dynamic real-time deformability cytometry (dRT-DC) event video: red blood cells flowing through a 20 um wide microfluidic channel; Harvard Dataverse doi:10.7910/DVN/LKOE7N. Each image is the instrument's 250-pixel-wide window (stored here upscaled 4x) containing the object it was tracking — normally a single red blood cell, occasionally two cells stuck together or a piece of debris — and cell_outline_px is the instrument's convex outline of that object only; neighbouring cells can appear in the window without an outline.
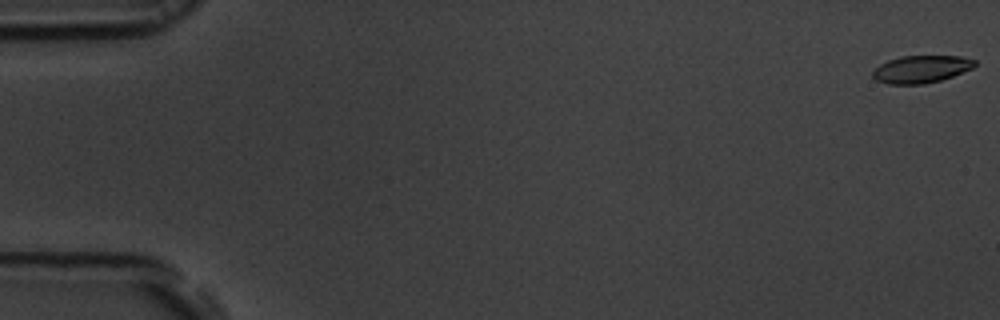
{"species": "common noctule bat (a hibernating species)", "species_latin": "Nyctalus noctula", "temperature_condition": "room temperature", "stored_images_in_passage": 45, "camera_frame_rate_fps": 3000, "um_per_image_px": 0.085, "animal": {"sex": "male", "body_mass_g": 19.5, "forearm_length_mm": 54.6}, "frame": {"image": 1, "passage_image": 1, "time_ms": 0.0, "image_size_px": [1000, 320], "cell_outline_px": [[976, 64], [972, 68], [952, 76], [940, 80], [924, 84], [888, 84], [876, 80], [872, 76], [872, 72], [880, 64], [888, 60], [900, 56], [960, 56], [976, 60]], "centroid_in_image_um": [78.28, 5.87], "position_along_channel_um": 6.7, "area_um2": 16.24}}
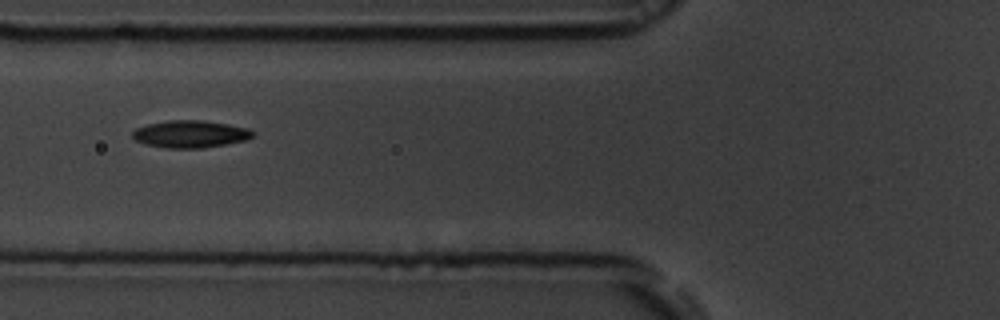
{"frame": {"image": 2, "passage_image": 22, "time_ms": 7.0, "image_size_px": [1000, 320], "cell_outline_px": [[252, 136], [244, 140], [224, 144], [200, 148], [168, 148], [144, 144], [136, 140], [132, 136], [132, 132], [136, 128], [148, 124], [168, 120], [200, 120], [228, 124], [248, 128], [252, 132]], "centroid_in_image_um": [16.12, 11.39], "position_along_channel_um": 109.7, "area_um2": 18.84}}
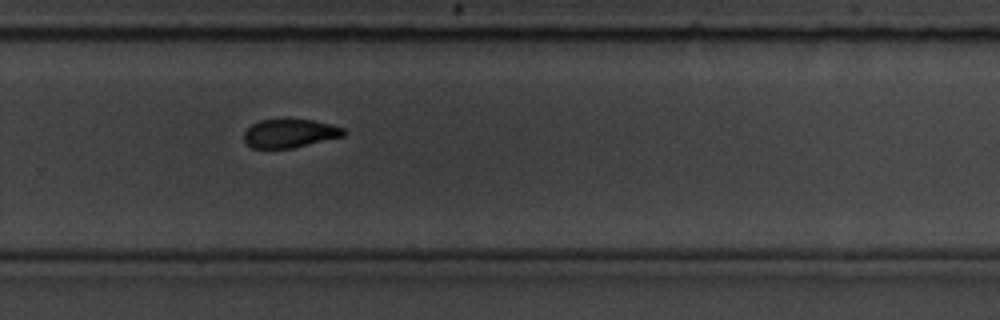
{"frame": {"image": 3, "passage_image": 38, "time_ms": 12.333, "image_size_px": [1000, 320], "cell_outline_px": [[348, 132], [344, 136], [292, 148], [252, 148], [244, 140], [244, 132], [252, 124], [260, 120], [284, 116], [288, 116], [312, 120], [344, 128]], "centroid_in_image_um": [24.63, 11.28], "position_along_channel_um": 305.2, "area_um2": 17.17}}